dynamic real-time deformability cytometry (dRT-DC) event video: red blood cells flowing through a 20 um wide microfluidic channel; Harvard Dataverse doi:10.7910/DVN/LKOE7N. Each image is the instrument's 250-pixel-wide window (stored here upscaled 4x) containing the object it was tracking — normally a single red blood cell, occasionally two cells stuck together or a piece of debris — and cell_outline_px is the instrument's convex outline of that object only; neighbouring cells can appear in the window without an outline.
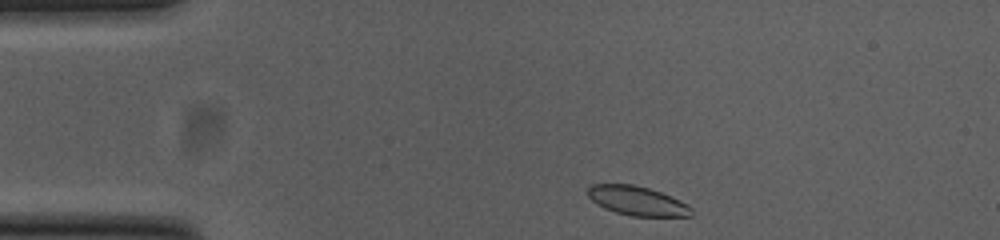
{"species": "common noctule bat (a hibernating species)", "species_latin": "Nyctalus noctula", "temperature_condition": "cold", "stored_images_in_passage": 45, "camera_frame_rate_fps": 3000, "um_per_image_px": 0.085, "animal": {"sex": "female", "body_mass_g": 23.0, "forearm_length_mm": 53.4}, "frame": {"image": 1, "passage_image": 1, "time_ms": 0.0, "image_size_px": [1000, 240], "cell_outline_px": [[692, 216], [632, 216], [616, 212], [604, 208], [596, 204], [588, 196], [588, 188], [592, 184], [632, 184], [648, 188], [660, 192], [680, 200], [688, 204], [692, 208]], "centroid_in_image_um": [54.16, 17.07], "position_along_channel_um": 30.8, "area_um2": 17.57}}
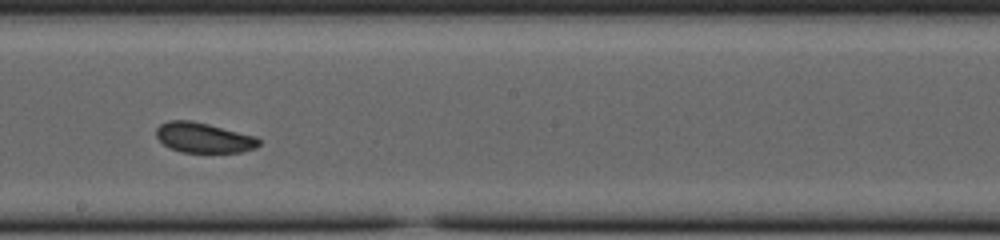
{"frame": {"image": 2, "passage_image": 21, "time_ms": 6.667, "image_size_px": [1000, 240], "cell_outline_px": [[260, 144], [256, 148], [240, 152], [180, 152], [164, 144], [156, 136], [156, 128], [160, 124], [168, 120], [192, 120], [256, 136], [260, 140]], "centroid_in_image_um": [17.31, 11.69], "position_along_channel_um": 230.9, "area_um2": 17.98}}
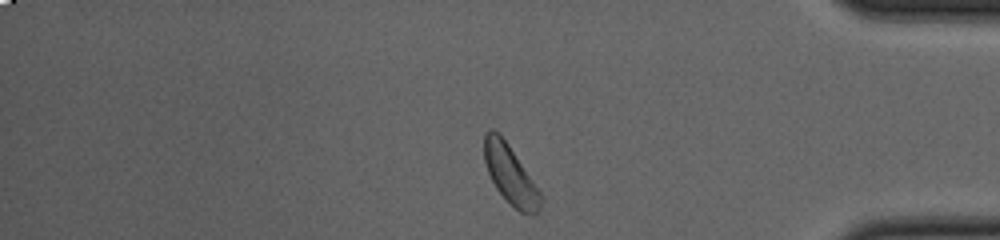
{"frame": {"image": 3, "passage_image": 36, "time_ms": 11.667, "image_size_px": [1000, 240], "cell_outline_px": [[540, 208], [536, 216], [532, 216], [520, 212], [496, 188], [488, 172], [484, 160], [484, 132], [488, 128], [492, 128], [508, 144], [540, 192]], "centroid_in_image_um": [43.36, 14.84], "position_along_channel_um": 391.8, "area_um2": 18.79}, "authors_computed_cell_mechanics": {"area_um2": 18.785, "velocity_mm_per_s": 3.7577, "shape_relaxation_time_tau1_ms": 7.0559, "shape_relaxation_time_tau2_ms": 3.4401, "deformation_change_tau1": 0.083, "deformation_change_tau2": 0.0623}}